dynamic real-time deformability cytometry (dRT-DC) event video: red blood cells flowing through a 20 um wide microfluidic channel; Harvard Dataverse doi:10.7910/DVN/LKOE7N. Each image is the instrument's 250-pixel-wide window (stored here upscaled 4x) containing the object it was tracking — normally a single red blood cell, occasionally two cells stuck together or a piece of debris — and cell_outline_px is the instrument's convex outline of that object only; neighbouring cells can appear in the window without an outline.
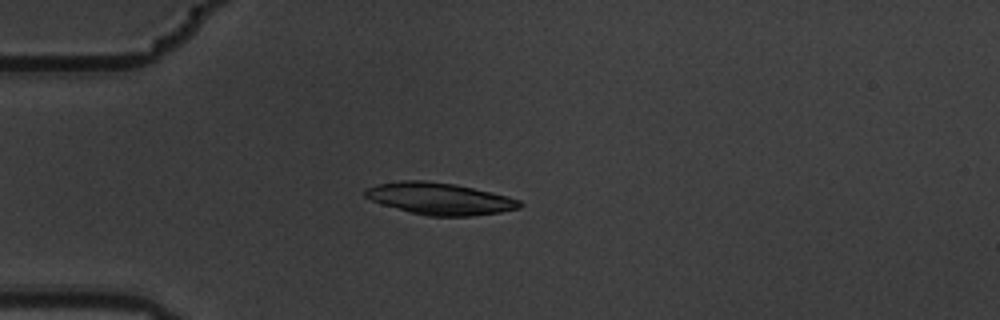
{"species": "common noctule bat (a hibernating species)", "species_latin": "Nyctalus noctula", "temperature_condition": "warm", "stored_images_in_passage": 6, "camera_frame_rate_fps": 3000, "um_per_image_px": 0.085, "animal": {"sex": "male", "body_mass_g": 19.5, "forearm_length_mm": 54.6}, "frame": {"image": 1, "passage_image": 4, "time_ms": 1.0, "image_size_px": [1000, 320], "cell_outline_px": [[524, 204], [520, 208], [500, 212], [472, 216], [428, 216], [380, 204], [364, 196], [364, 192], [368, 188], [376, 184], [400, 180], [424, 180], [456, 184], [508, 196], [520, 200]], "centroid_in_image_um": [37.39, 16.88], "position_along_channel_um": 47.6, "area_um2": 28.73}}
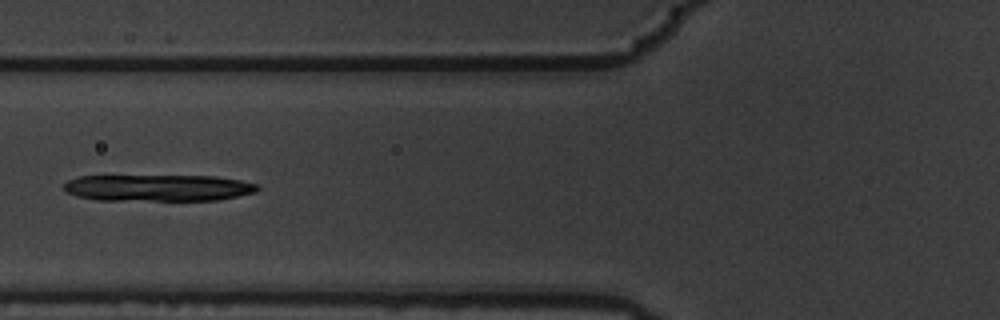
{"frame": {"image": 2, "passage_image": 6, "time_ms": 1.667, "image_size_px": [1000, 320], "cell_outline_px": [[260, 188], [256, 192], [216, 200], [96, 200], [76, 196], [68, 192], [64, 188], [64, 184], [68, 180], [76, 176], [216, 176], [240, 180], [256, 184]], "centroid_in_image_um": [13.42, 15.96], "position_along_channel_um": 112.4, "area_um2": 30.0}}